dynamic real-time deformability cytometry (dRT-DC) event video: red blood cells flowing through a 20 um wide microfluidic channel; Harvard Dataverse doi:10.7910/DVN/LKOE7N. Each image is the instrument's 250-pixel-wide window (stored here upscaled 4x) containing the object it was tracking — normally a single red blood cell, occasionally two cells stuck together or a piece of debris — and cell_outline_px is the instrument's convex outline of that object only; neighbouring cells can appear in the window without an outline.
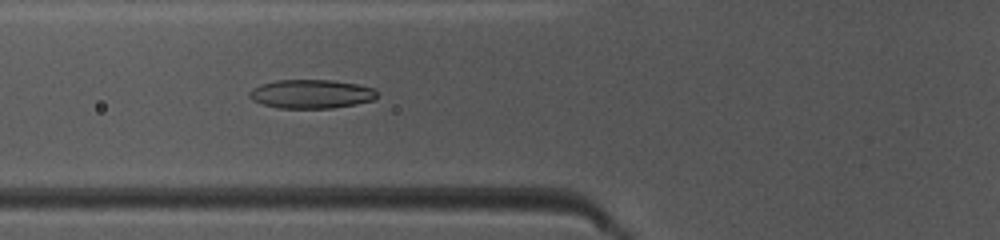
{"species": "common noctule bat (a hibernating species)", "species_latin": "Nyctalus noctula", "temperature_condition": "warm", "stored_images_in_passage": 40, "camera_frame_rate_fps": 3000, "um_per_image_px": 0.085, "animal": {"sex": "female", "body_mass_g": 10.0, "forearm_length_mm": 53.1}, "frame": {"image": 1, "passage_image": 10, "time_ms": 3.0, "image_size_px": [1000, 240], "cell_outline_px": [[376, 96], [372, 100], [356, 104], [332, 108], [280, 108], [260, 104], [252, 100], [248, 96], [248, 92], [252, 88], [260, 84], [276, 80], [332, 80], [356, 84], [376, 88]], "centroid_in_image_um": [26.41, 7.98], "position_along_channel_um": 99.4, "area_um2": 21.56}}
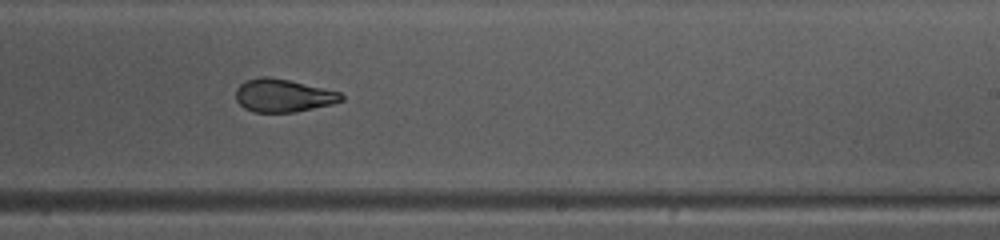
{"frame": {"image": 2, "passage_image": 22, "time_ms": 7.0, "image_size_px": [1000, 240], "cell_outline_px": [[344, 100], [332, 104], [296, 112], [252, 112], [244, 108], [236, 100], [236, 88], [244, 80], [260, 76], [268, 76], [288, 80], [340, 92], [344, 96]], "centroid_in_image_um": [24.04, 8.12], "position_along_channel_um": 265.0, "area_um2": 20.35}}
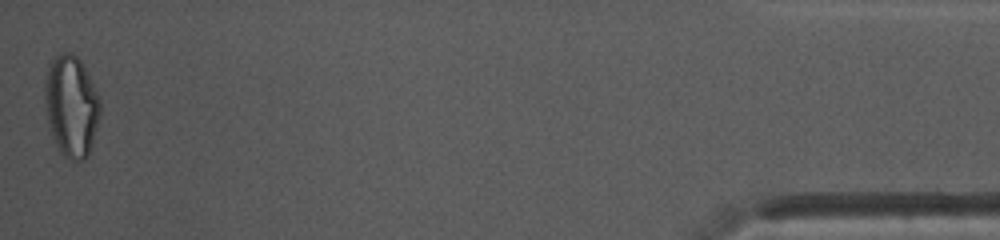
{"frame": {"image": 3, "passage_image": 40, "time_ms": 13.0, "image_size_px": [1000, 240], "cell_outline_px": [[100, 112], [96, 128], [88, 156], [84, 160], [72, 160], [64, 156], [60, 152], [52, 136], [48, 124], [44, 100], [44, 84], [48, 68], [52, 60], [56, 56], [64, 52], [68, 52], [76, 56], [80, 60], [100, 100]], "centroid_in_image_um": [6.03, 9.03], "position_along_channel_um": 429.2, "area_um2": 32.31}, "authors_computed_cell_mechanics": {"area_um2": 21.2415, "velocity_mm_per_s": 4.1217, "shape_relaxation_time_tau1_ms": null, "shape_relaxation_time_tau2_ms": 1.6791, "deformation_change_tau1": null, "deformation_change_tau2": 0.0785}}